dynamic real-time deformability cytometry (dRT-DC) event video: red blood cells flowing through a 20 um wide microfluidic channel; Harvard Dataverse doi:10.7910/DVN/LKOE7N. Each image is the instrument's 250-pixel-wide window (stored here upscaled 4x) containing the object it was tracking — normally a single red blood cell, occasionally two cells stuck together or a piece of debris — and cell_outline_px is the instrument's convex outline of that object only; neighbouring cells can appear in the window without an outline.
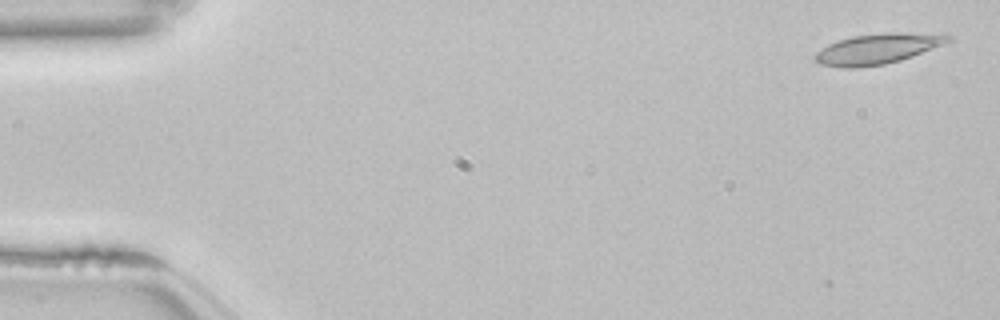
{"species": "common noctule bat (a hibernating species)", "species_latin": "Nyctalus noctula", "temperature_condition": "room temperature", "stored_images_in_passage": 2, "camera_frame_rate_fps": 3000, "um_per_image_px": 0.085, "animal": {"sex": "female", "body_mass_g": 22.7, "forearm_length_mm": 54.2}, "frame": {"image": 1, "passage_image": 2, "time_ms": 0.333, "image_size_px": [1000, 320], "cell_outline_px": [[952, 40], [912, 56], [900, 60], [884, 64], [856, 68], [844, 68], [820, 64], [812, 56], [816, 52], [828, 44], [836, 40], [852, 36], [888, 32], [948, 32], [952, 36]], "centroid_in_image_um": [74.64, 4.12], "position_along_channel_um": 10.4, "area_um2": 23.99}}